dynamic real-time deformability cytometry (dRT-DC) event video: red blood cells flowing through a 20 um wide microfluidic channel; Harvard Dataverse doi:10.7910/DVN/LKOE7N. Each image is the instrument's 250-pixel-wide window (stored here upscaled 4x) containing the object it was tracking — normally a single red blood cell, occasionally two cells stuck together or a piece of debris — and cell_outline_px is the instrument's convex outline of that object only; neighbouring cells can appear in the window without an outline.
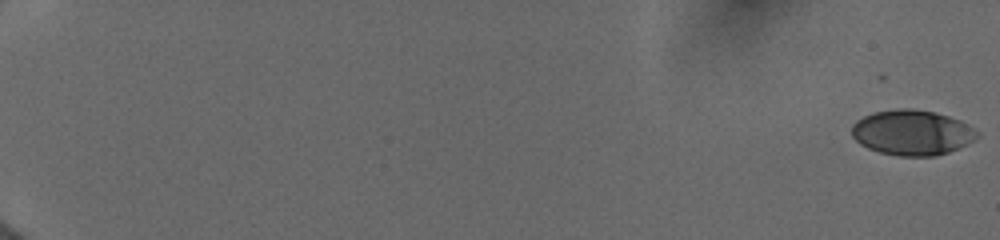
{"species": "human", "species_latin": "Homo sapiens", "temperature_condition": "cold", "stored_images_in_passage": 24, "camera_frame_rate_fps": 3000, "um_per_image_px": 0.085, "donor": {"sex": "female"}, "frame": {"image": 1, "passage_image": 1, "time_ms": 0.0, "image_size_px": [1000, 240], "cell_outline_px": [[980, 136], [948, 152], [936, 156], [896, 156], [880, 152], [868, 148], [860, 144], [852, 136], [852, 124], [856, 120], [864, 116], [876, 112], [900, 108], [912, 108], [932, 112], [948, 116], [960, 120], [980, 132]], "centroid_in_image_um": [77.51, 11.27], "position_along_channel_um": 7.5, "area_um2": 32.89}}
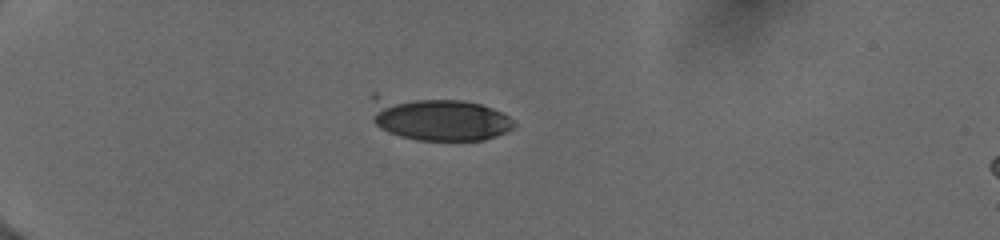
{"frame": {"image": 2, "passage_image": 18, "time_ms": 5.667, "image_size_px": [1000, 240], "cell_outline_px": [[516, 124], [512, 128], [496, 136], [484, 140], [416, 140], [400, 136], [388, 132], [380, 128], [372, 120], [368, 96], [372, 92], [376, 92], [464, 100], [480, 104], [492, 108], [508, 116]], "centroid_in_image_um": [37.08, 10.01], "position_along_channel_um": 47.9, "area_um2": 37.74}}
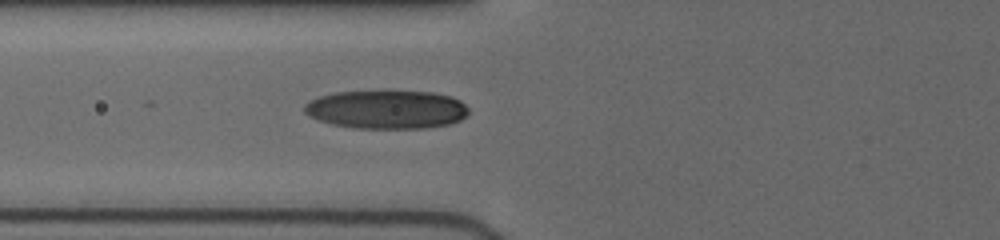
{"frame": {"image": 3, "passage_image": 24, "time_ms": 8.0, "image_size_px": [1000, 240], "cell_outline_px": [[468, 112], [460, 120], [448, 124], [424, 128], [356, 128], [332, 124], [320, 120], [304, 112], [304, 104], [320, 96], [336, 92], [432, 92], [452, 96], [460, 100], [468, 108]], "centroid_in_image_um": [32.88, 9.31], "position_along_channel_um": 92.9, "area_um2": 36.36}}